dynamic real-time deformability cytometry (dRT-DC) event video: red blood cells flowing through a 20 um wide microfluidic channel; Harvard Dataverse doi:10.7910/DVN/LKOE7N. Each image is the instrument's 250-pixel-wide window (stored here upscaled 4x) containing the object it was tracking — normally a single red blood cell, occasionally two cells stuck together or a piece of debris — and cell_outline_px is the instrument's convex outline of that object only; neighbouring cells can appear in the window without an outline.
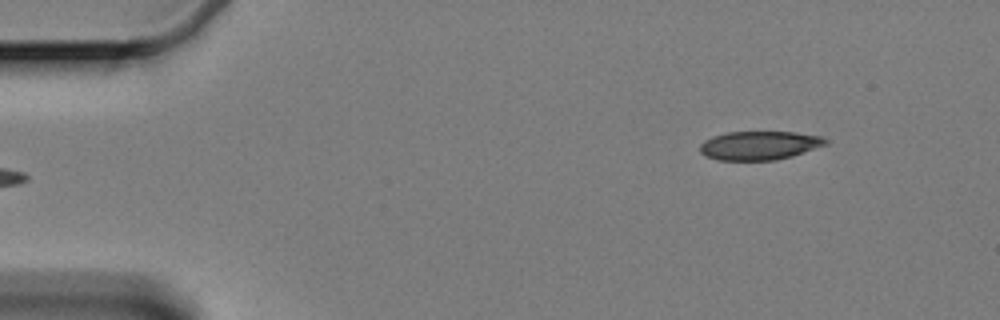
{"species": "Egyptian fruit bat (a non-hibernating species)", "species_latin": "Rousettus aegyptiacus", "temperature_condition": "cold", "stored_images_in_passage": 53, "camera_frame_rate_fps": 3000, "um_per_image_px": 0.085, "animal": {"sex": "female"}, "frame": {"image": 1, "passage_image": 1, "time_ms": 0.0, "image_size_px": [1000, 320], "cell_outline_px": [[828, 144], [792, 156], [776, 160], [716, 160], [700, 152], [700, 144], [704, 140], [712, 136], [728, 132], [796, 132], [820, 136], [828, 140]], "centroid_in_image_um": [64.55, 12.36], "position_along_channel_um": 20.4, "area_um2": 21.04}}
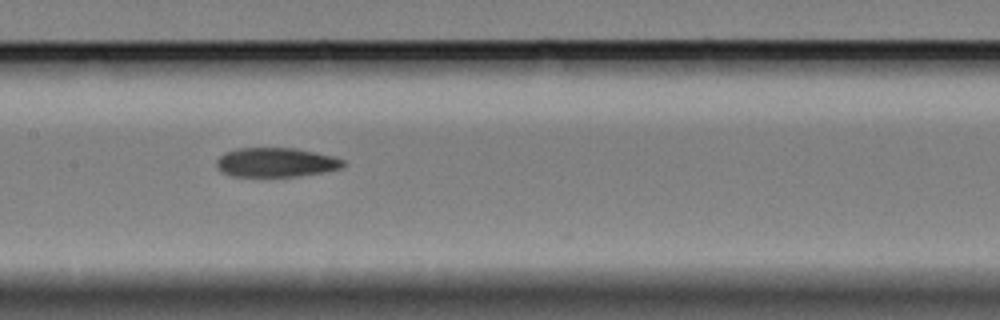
{"frame": {"image": 2, "passage_image": 23, "time_ms": 7.333, "image_size_px": [1000, 320], "cell_outline_px": [[344, 164], [340, 168], [324, 172], [300, 176], [232, 176], [220, 172], [216, 168], [216, 160], [224, 152], [240, 148], [292, 148], [332, 156], [344, 160]], "centroid_in_image_um": [23.4, 13.81], "position_along_channel_um": 184.0, "area_um2": 21.5}}
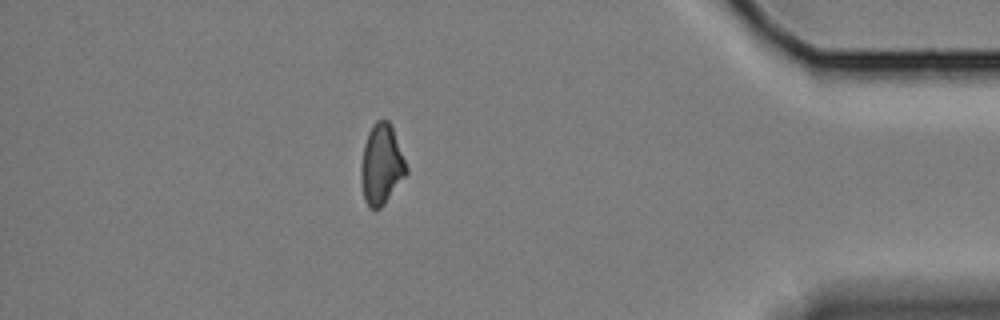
{"frame": {"image": 3, "passage_image": 46, "time_ms": 15.0, "image_size_px": [1000, 320], "cell_outline_px": [[408, 172], [384, 204], [376, 212], [364, 200], [360, 180], [360, 164], [364, 144], [368, 132], [372, 124], [376, 120], [388, 120], [392, 124], [408, 168]], "centroid_in_image_um": [32.41, 13.97], "position_along_channel_um": 402.8, "area_um2": 21.5}}